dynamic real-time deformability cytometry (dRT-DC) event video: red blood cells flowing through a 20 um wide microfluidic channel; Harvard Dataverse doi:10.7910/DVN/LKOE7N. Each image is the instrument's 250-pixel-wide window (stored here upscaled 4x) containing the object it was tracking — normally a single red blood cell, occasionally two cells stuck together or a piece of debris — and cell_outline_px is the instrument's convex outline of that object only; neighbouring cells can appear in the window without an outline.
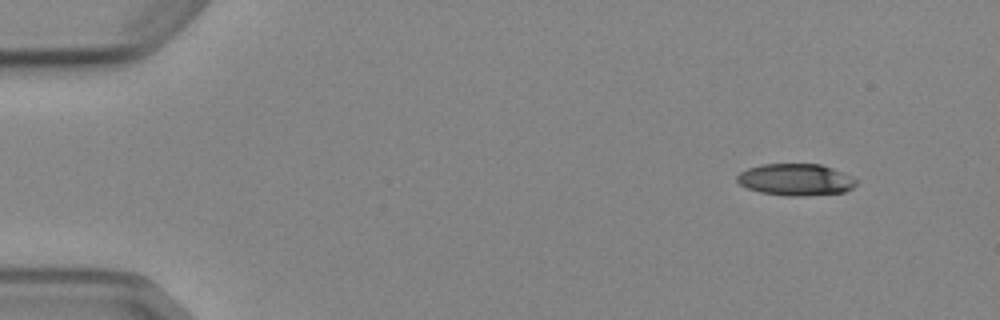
{"species": "Egyptian fruit bat (a non-hibernating species)", "species_latin": "Rousettus aegyptiacus", "temperature_condition": "cold", "stored_images_in_passage": 4, "camera_frame_rate_fps": 3000, "um_per_image_px": 0.085, "animal": {"sex": "female"}, "frame": {"image": 1, "passage_image": 1, "time_ms": 0.0, "image_size_px": [1000, 320], "cell_outline_px": [[856, 184], [852, 188], [844, 192], [808, 196], [784, 196], [760, 192], [748, 188], [740, 184], [736, 180], [736, 176], [740, 172], [748, 168], [764, 164], [820, 164], [832, 168], [852, 176], [856, 180]], "centroid_in_image_um": [67.63, 15.28], "position_along_channel_um": 17.4, "area_um2": 22.14}}
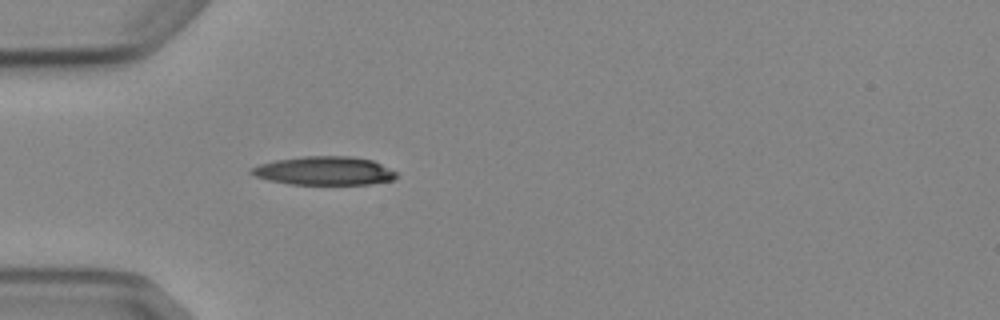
{"frame": {"image": 2, "passage_image": 4, "time_ms": 3.667, "image_size_px": [1000, 320], "cell_outline_px": [[396, 176], [392, 180], [368, 184], [292, 184], [268, 180], [256, 176], [248, 172], [252, 168], [260, 164], [276, 160], [304, 156], [352, 156], [372, 160], [396, 172]], "centroid_in_image_um": [27.55, 14.51], "position_along_channel_um": 57.5, "area_um2": 23.87}}